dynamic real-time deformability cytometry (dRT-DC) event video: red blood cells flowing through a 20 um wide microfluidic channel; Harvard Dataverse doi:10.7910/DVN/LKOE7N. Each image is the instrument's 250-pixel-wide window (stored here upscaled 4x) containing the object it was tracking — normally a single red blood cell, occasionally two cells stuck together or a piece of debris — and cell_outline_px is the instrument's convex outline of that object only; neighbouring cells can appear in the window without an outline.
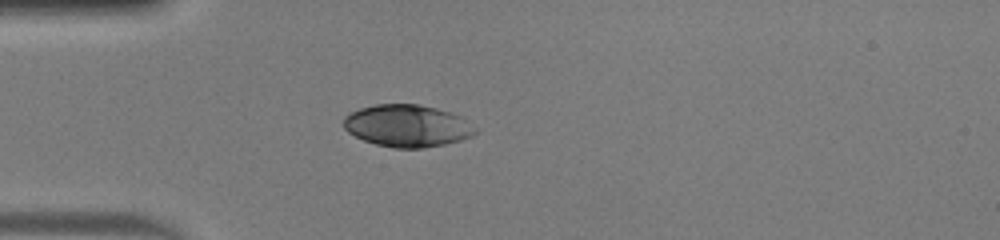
{"species": "human", "species_latin": "Homo sapiens", "temperature_condition": "warm", "stored_images_in_passage": 37, "camera_frame_rate_fps": 3000, "um_per_image_px": 0.085, "donor": {"sex": "male"}, "frame": {"image": 1, "passage_image": 1, "time_ms": 0.0, "image_size_px": [1000, 240], "cell_outline_px": [[476, 132], [472, 136], [460, 140], [444, 144], [424, 148], [396, 148], [376, 144], [364, 140], [348, 132], [344, 128], [344, 116], [348, 112], [360, 108], [376, 104], [420, 104], [452, 112], [460, 116], [476, 128]], "centroid_in_image_um": [34.6, 10.68], "position_along_channel_um": 50.4, "area_um2": 32.37}}
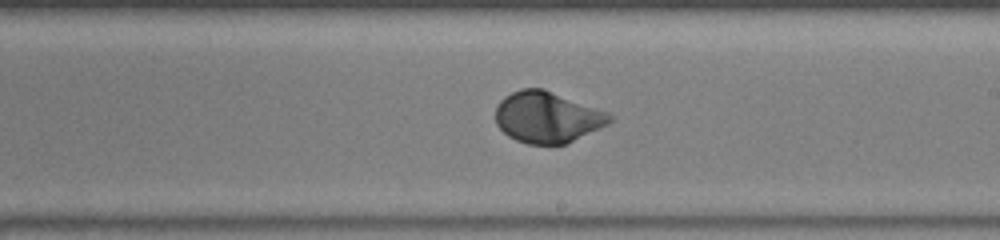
{"frame": {"image": 2, "passage_image": 16, "time_ms": 5.0, "image_size_px": [1000, 240], "cell_outline_px": [[612, 120], [608, 124], [600, 128], [564, 144], [528, 144], [516, 140], [508, 136], [496, 124], [496, 104], [504, 96], [520, 88], [544, 88], [608, 112], [612, 116]], "centroid_in_image_um": [46.49, 9.94], "position_along_channel_um": 242.5, "area_um2": 33.99}}
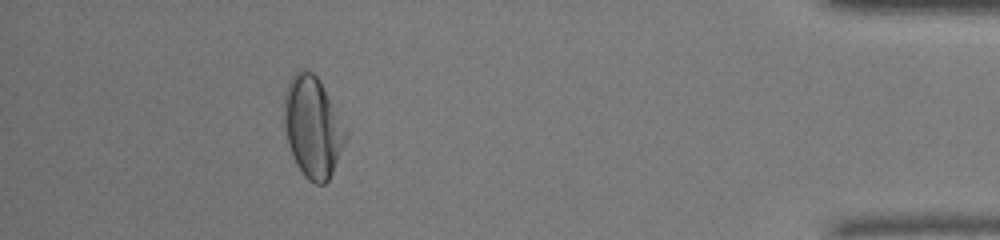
{"frame": {"image": 3, "passage_image": 32, "time_ms": 10.333, "image_size_px": [1000, 240], "cell_outline_px": [[348, 136], [332, 172], [328, 180], [324, 184], [316, 184], [308, 180], [304, 176], [296, 164], [292, 156], [288, 144], [284, 124], [284, 92], [292, 76], [300, 68], [312, 72], [320, 80], [348, 132]], "centroid_in_image_um": [26.57, 10.79], "position_along_channel_um": 408.6, "area_um2": 36.18}, "authors_computed_cell_mechanics": {"area_um2": 34.0442, "velocity_mm_per_s": 4.1076, "shape_relaxation_time_tau1_ms": 2.2696, "shape_relaxation_time_tau2_ms": null, "deformation_change_tau1": 0.1654, "deformation_change_tau2": null}}